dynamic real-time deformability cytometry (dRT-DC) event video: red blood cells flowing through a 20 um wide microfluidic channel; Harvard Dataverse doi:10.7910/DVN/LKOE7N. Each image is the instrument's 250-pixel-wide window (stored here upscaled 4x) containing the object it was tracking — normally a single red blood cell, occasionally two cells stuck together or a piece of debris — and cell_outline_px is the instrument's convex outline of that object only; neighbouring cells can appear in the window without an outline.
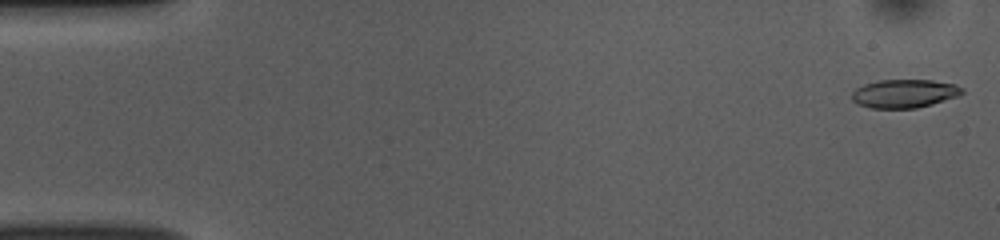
{"species": "common noctule bat (a hibernating species)", "species_latin": "Nyctalus noctula", "temperature_condition": "room temperature", "stored_images_in_passage": 51, "camera_frame_rate_fps": 3000, "um_per_image_px": 0.085, "animal": {"sex": "female", "body_mass_g": 10.0, "forearm_length_mm": 53.1}, "frame": {"image": 1, "passage_image": 1, "time_ms": 0.0, "image_size_px": [1000, 240], "cell_outline_px": [[964, 92], [960, 96], [932, 104], [916, 108], [872, 108], [860, 104], [852, 100], [852, 92], [856, 88], [864, 84], [880, 80], [932, 80], [956, 84], [964, 88]], "centroid_in_image_um": [76.92, 7.94], "position_along_channel_um": 8.1, "area_um2": 18.32}}
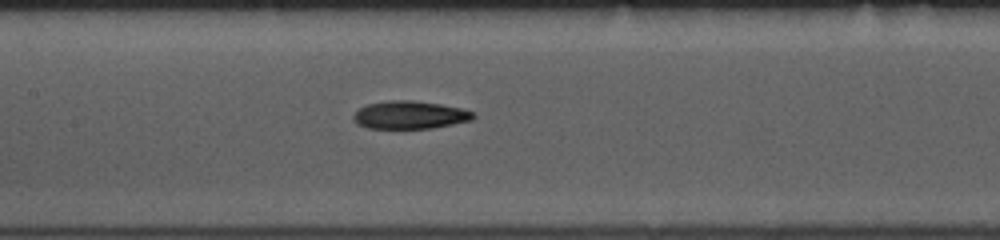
{"frame": {"image": 2, "passage_image": 24, "time_ms": 7.667, "image_size_px": [1000, 240], "cell_outline_px": [[476, 116], [472, 120], [432, 128], [368, 128], [356, 124], [352, 120], [352, 116], [360, 108], [368, 104], [388, 100], [412, 100], [440, 104], [460, 108], [476, 112]], "centroid_in_image_um": [34.83, 9.77], "position_along_channel_um": 172.6, "area_um2": 19.54}}
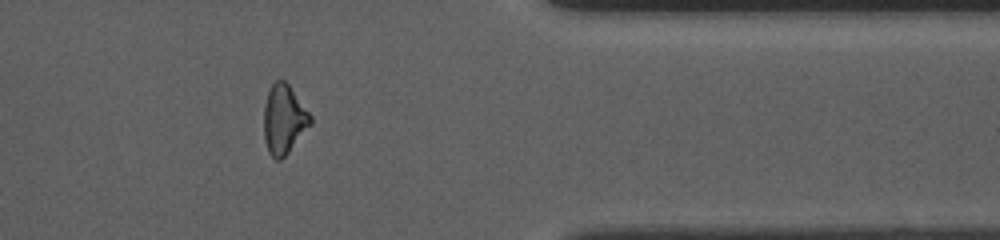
{"frame": {"image": 3, "passage_image": 42, "time_ms": 13.667, "image_size_px": [1000, 240], "cell_outline_px": [[312, 124], [288, 152], [280, 160], [276, 160], [268, 152], [264, 140], [264, 104], [268, 92], [272, 84], [276, 80], [284, 80], [288, 84], [312, 116]], "centroid_in_image_um": [24.13, 10.15], "position_along_channel_um": 387.3, "area_um2": 18.73}, "authors_computed_cell_mechanics": {"area_um2": 19.1318, "velocity_mm_per_s": 3.8662, "shape_relaxation_time_tau1_ms": 4.6568, "shape_relaxation_time_tau2_ms": 5.0, "deformation_change_tau1": 0.1319, "deformation_change_tau2": 0.1419}}